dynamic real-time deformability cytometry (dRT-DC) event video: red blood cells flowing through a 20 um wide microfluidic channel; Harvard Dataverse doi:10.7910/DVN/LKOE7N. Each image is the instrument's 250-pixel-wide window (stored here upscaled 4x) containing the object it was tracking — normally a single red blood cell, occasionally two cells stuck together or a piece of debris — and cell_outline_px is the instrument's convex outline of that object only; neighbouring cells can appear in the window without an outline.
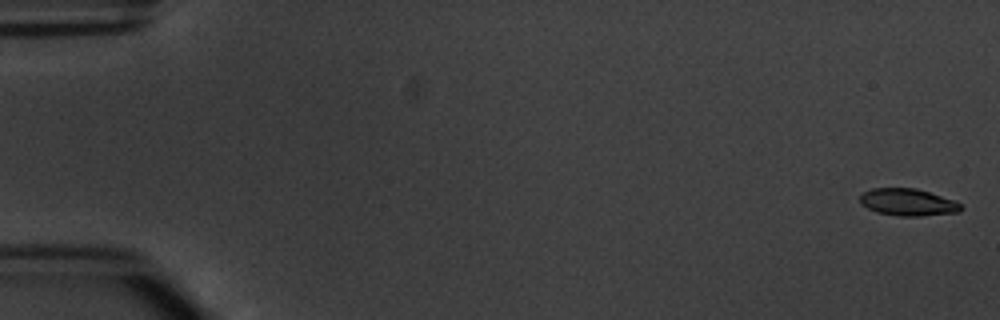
{"species": "common noctule bat (a hibernating species)", "species_latin": "Nyctalus noctula", "temperature_condition": "warm", "stored_images_in_passage": 6, "camera_frame_rate_fps": 3000, "um_per_image_px": 0.085, "animal": {"sex": "male", "body_mass_g": 20.1, "forearm_length_mm": 53.5}, "frame": {"image": 1, "passage_image": 1, "time_ms": 0.0, "image_size_px": [1000, 320], "cell_outline_px": [[964, 208], [960, 212], [920, 216], [900, 216], [876, 212], [868, 208], [860, 200], [860, 196], [864, 192], [872, 188], [916, 188], [956, 200]], "centroid_in_image_um": [77.23, 17.19], "position_along_channel_um": 7.8, "area_um2": 15.95}}